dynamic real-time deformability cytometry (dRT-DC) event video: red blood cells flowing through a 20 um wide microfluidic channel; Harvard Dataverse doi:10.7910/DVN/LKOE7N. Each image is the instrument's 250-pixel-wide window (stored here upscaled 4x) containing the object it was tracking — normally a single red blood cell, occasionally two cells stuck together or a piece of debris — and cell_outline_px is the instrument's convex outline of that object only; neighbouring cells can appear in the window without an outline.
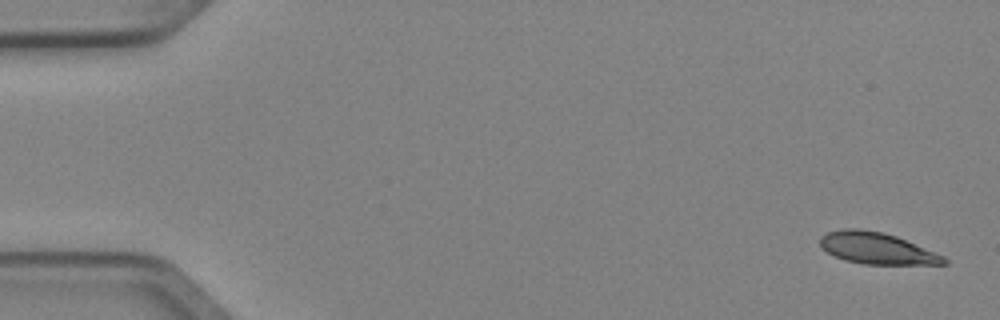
{"species": "Egyptian fruit bat (a non-hibernating species)", "species_latin": "Rousettus aegyptiacus", "temperature_condition": "cold", "stored_images_in_passage": 3, "segment_of_instrument_passage": [2, 2], "camera_frame_rate_fps": 3000, "um_per_image_px": 0.085, "animal": {"sex": "female"}, "frame": {"image": 1, "passage_image": 3, "time_ms": 0.667, "image_size_px": [1000, 320], "cell_outline_px": [[948, 264], [864, 264], [844, 260], [828, 252], [820, 244], [820, 236], [828, 232], [844, 228], [860, 228], [884, 232], [896, 236], [944, 256], [948, 260]], "centroid_in_image_um": [74.53, 21.09], "position_along_channel_um": 10.5, "area_um2": 22.6}}